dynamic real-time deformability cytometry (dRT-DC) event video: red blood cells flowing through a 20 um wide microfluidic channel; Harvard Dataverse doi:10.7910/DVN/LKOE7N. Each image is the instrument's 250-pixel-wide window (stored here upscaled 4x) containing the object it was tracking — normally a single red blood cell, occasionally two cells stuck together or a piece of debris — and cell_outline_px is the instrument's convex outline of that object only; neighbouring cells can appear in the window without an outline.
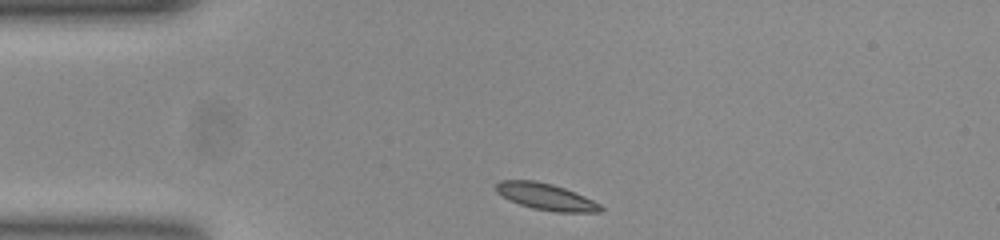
{"species": "common noctule bat (a hibernating species)", "species_latin": "Nyctalus noctula", "temperature_condition": "room temperature", "stored_images_in_passage": 33, "camera_frame_rate_fps": 3000, "um_per_image_px": 0.085, "animal": {"sex": "female", "body_mass_g": 23.0, "forearm_length_mm": 53.4}, "frame": {"image": 1, "passage_image": 1, "time_ms": 0.0, "image_size_px": [1000, 240], "cell_outline_px": [[604, 208], [600, 212], [556, 212], [532, 208], [508, 200], [496, 192], [496, 184], [500, 180], [536, 180], [552, 184], [564, 188], [584, 196], [600, 204]], "centroid_in_image_um": [46.38, 16.72], "position_along_channel_um": 38.6, "area_um2": 16.18}}
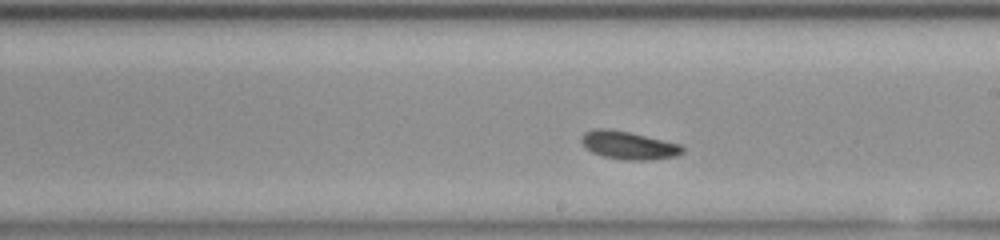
{"frame": {"image": 2, "passage_image": 19, "time_ms": 6.0, "image_size_px": [1000, 240], "cell_outline_px": [[684, 152], [676, 156], [652, 160], [628, 160], [604, 156], [592, 152], [584, 148], [580, 140], [584, 132], [596, 128], [604, 128], [628, 132], [680, 144], [684, 148]], "centroid_in_image_um": [53.41, 12.35], "position_along_channel_um": 235.6, "area_um2": 16.42}}
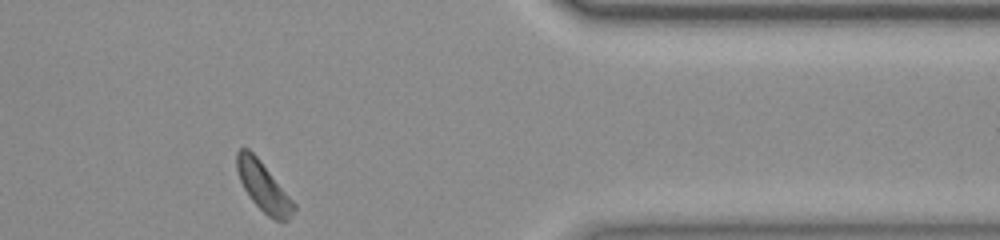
{"frame": {"image": 3, "passage_image": 33, "time_ms": 10.667, "image_size_px": [1000, 240], "cell_outline_px": [[296, 208], [288, 220], [276, 220], [268, 216], [252, 200], [244, 188], [240, 180], [236, 168], [236, 152], [240, 148], [248, 148], [260, 160], [296, 204]], "centroid_in_image_um": [22.38, 15.85], "position_along_channel_um": 389.0, "area_um2": 16.07}}